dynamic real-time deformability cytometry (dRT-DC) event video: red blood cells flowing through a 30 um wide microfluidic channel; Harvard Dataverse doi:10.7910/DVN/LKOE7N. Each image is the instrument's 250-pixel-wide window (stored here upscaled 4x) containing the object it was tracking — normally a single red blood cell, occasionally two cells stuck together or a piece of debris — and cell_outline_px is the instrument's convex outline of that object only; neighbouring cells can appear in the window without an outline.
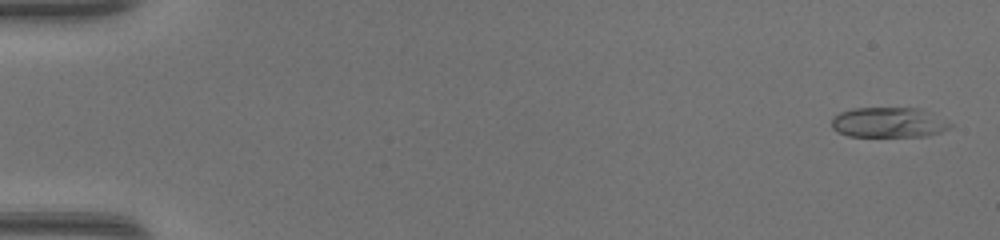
{"species": "common noctule bat (a hibernating species)", "species_latin": "Nyctalus noctula", "temperature_condition": "warm", "stored_images_in_passage": 48, "camera_frame_rate_fps": 3000, "um_per_image_px": 0.085, "animal": {"sex": "female", "body_mass_g": 17.0, "forearm_length_mm": 48.0}, "frame": {"image": 1, "passage_image": 1, "time_ms": 0.0, "image_size_px": [1000, 240], "cell_outline_px": [[952, 128], [928, 136], [848, 136], [836, 132], [832, 128], [832, 116], [840, 112], [852, 108], [920, 108], [932, 112], [952, 124]], "centroid_in_image_um": [75.54, 10.4], "position_along_channel_um": 9.5, "area_um2": 21.1}}
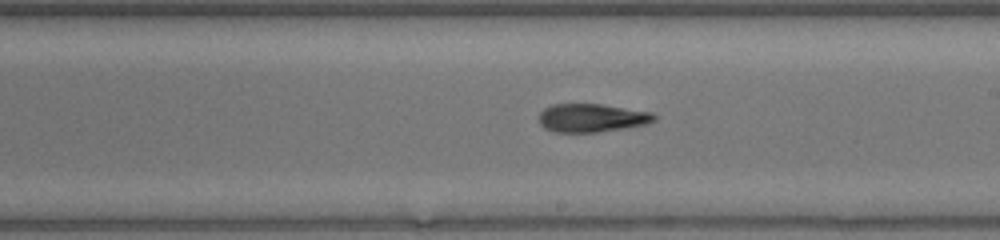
{"frame": {"image": 2, "passage_image": 28, "time_ms": 9.0, "image_size_px": [1000, 240], "cell_outline_px": [[656, 120], [648, 124], [628, 128], [596, 132], [556, 132], [544, 128], [540, 124], [540, 112], [544, 108], [552, 104], [600, 104], [652, 112], [656, 116]], "centroid_in_image_um": [50.33, 10.02], "position_along_channel_um": 238.7, "area_um2": 19.13}}
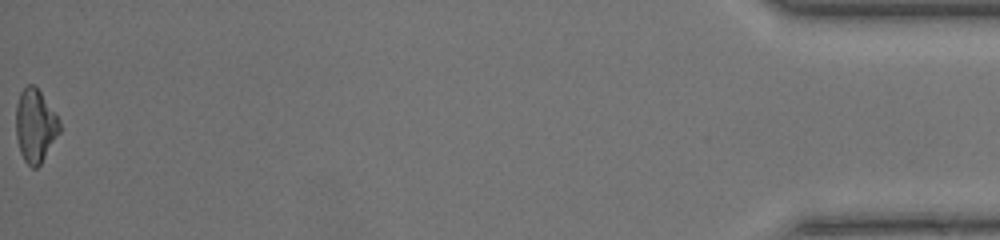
{"frame": {"image": 3, "passage_image": 48, "time_ms": 15.667, "image_size_px": [1000, 240], "cell_outline_px": [[60, 132], [40, 164], [36, 168], [32, 168], [24, 160], [20, 152], [16, 136], [16, 104], [20, 92], [28, 84], [32, 84], [40, 92], [60, 120]], "centroid_in_image_um": [2.99, 10.69], "position_along_channel_um": 432.2, "area_um2": 18.44}, "authors_computed_cell_mechanics": {"area_um2": 19.8543, "velocity_mm_per_s": 4.3692, "shape_relaxation_time_tau1_ms": 7.4078, "shape_relaxation_time_tau2_ms": 3.2188, "deformation_change_tau1": 0.2417, "deformation_change_tau2": 0.1158}}